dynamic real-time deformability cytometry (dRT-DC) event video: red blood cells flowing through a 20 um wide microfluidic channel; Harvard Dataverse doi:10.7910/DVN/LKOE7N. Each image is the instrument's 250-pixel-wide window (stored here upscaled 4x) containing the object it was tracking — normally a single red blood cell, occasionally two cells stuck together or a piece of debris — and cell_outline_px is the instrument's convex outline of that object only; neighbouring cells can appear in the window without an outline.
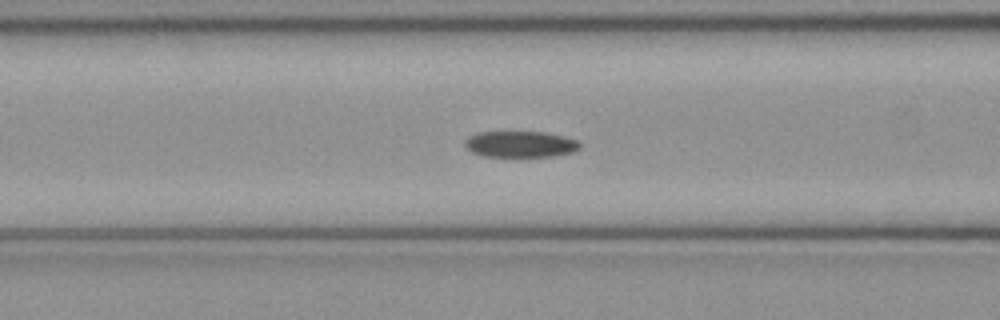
{"species": "common noctule bat (a hibernating species)", "species_latin": "Nyctalus noctula", "temperature_condition": "cold", "stored_images_in_passage": 50, "camera_frame_rate_fps": 3000, "um_per_image_px": 0.085, "animal": {"sex": "female", "body_mass_g": 21.9}, "frame": {"image": 1, "passage_image": 20, "time_ms": 6.333, "image_size_px": [1000, 320], "cell_outline_px": [[580, 148], [572, 152], [552, 156], [484, 156], [472, 152], [464, 144], [464, 140], [468, 136], [476, 132], [544, 132], [564, 136], [580, 140]], "centroid_in_image_um": [44.23, 12.24], "position_along_channel_um": 122.4, "area_um2": 17.57}}
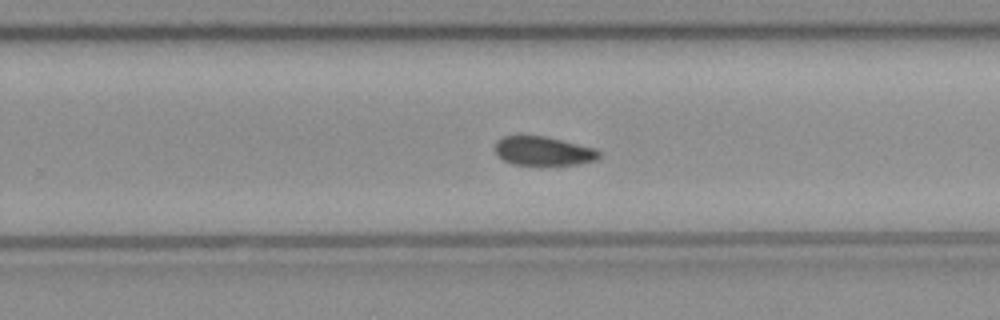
{"frame": {"image": 2, "passage_image": 32, "time_ms": 10.333, "image_size_px": [1000, 320], "cell_outline_px": [[600, 156], [596, 160], [580, 164], [540, 168], [512, 164], [504, 160], [496, 152], [496, 140], [504, 136], [544, 136], [596, 148], [600, 152]], "centroid_in_image_um": [46.21, 12.89], "position_along_channel_um": 283.6, "area_um2": 18.26}}
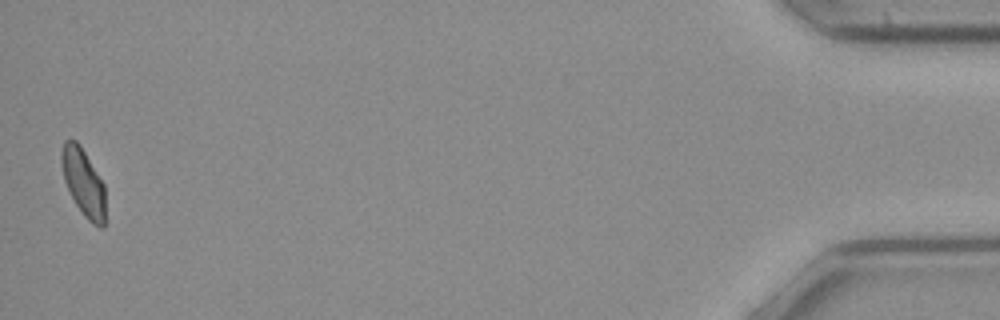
{"frame": {"image": 3, "passage_image": 50, "time_ms": 16.333, "image_size_px": [1000, 320], "cell_outline_px": [[104, 228], [100, 228], [92, 224], [84, 216], [76, 204], [64, 180], [60, 160], [60, 152], [64, 140], [76, 140], [80, 144], [104, 184]], "centroid_in_image_um": [7.07, 15.48], "position_along_channel_um": 428.1, "area_um2": 17.17}, "authors_computed_cell_mechanics": {"area_um2": 18.4671, "velocity_mm_per_s": 4.0394, "shape_relaxation_time_tau1_ms": 6.6017, "shape_relaxation_time_tau2_ms": null, "deformation_change_tau1": 0.1025, "deformation_change_tau2": null}}